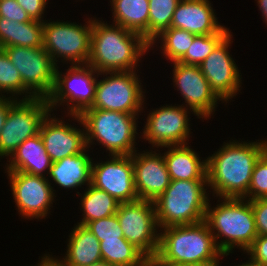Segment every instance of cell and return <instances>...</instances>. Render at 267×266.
I'll use <instances>...</instances> for the list:
<instances>
[{
  "mask_svg": "<svg viewBox=\"0 0 267 266\" xmlns=\"http://www.w3.org/2000/svg\"><path fill=\"white\" fill-rule=\"evenodd\" d=\"M82 26L70 22H44L43 49L57 65V58L74 64H87L90 56L93 20Z\"/></svg>",
  "mask_w": 267,
  "mask_h": 266,
  "instance_id": "9c48e42d",
  "label": "cell"
},
{
  "mask_svg": "<svg viewBox=\"0 0 267 266\" xmlns=\"http://www.w3.org/2000/svg\"><path fill=\"white\" fill-rule=\"evenodd\" d=\"M69 237L65 259L54 258L60 266H90L103 261L99 240L85 226L76 225Z\"/></svg>",
  "mask_w": 267,
  "mask_h": 266,
  "instance_id": "603a6c76",
  "label": "cell"
},
{
  "mask_svg": "<svg viewBox=\"0 0 267 266\" xmlns=\"http://www.w3.org/2000/svg\"><path fill=\"white\" fill-rule=\"evenodd\" d=\"M73 116V117H72ZM135 114L102 109H86L80 115H71L85 129L86 146L95 139L111 155H133L137 133Z\"/></svg>",
  "mask_w": 267,
  "mask_h": 266,
  "instance_id": "8992f818",
  "label": "cell"
},
{
  "mask_svg": "<svg viewBox=\"0 0 267 266\" xmlns=\"http://www.w3.org/2000/svg\"><path fill=\"white\" fill-rule=\"evenodd\" d=\"M210 4L209 0H181L174 11L171 27L195 35L218 33L223 26L218 23Z\"/></svg>",
  "mask_w": 267,
  "mask_h": 266,
  "instance_id": "ffe728a7",
  "label": "cell"
},
{
  "mask_svg": "<svg viewBox=\"0 0 267 266\" xmlns=\"http://www.w3.org/2000/svg\"><path fill=\"white\" fill-rule=\"evenodd\" d=\"M184 106H162L147 117L143 139L156 147L185 145L189 137V118Z\"/></svg>",
  "mask_w": 267,
  "mask_h": 266,
  "instance_id": "5bb4252c",
  "label": "cell"
},
{
  "mask_svg": "<svg viewBox=\"0 0 267 266\" xmlns=\"http://www.w3.org/2000/svg\"><path fill=\"white\" fill-rule=\"evenodd\" d=\"M206 186L207 180H171L162 195L153 201L160 229L205 220L209 201Z\"/></svg>",
  "mask_w": 267,
  "mask_h": 266,
  "instance_id": "5b68a950",
  "label": "cell"
},
{
  "mask_svg": "<svg viewBox=\"0 0 267 266\" xmlns=\"http://www.w3.org/2000/svg\"><path fill=\"white\" fill-rule=\"evenodd\" d=\"M7 164V172H24L30 175L45 176L42 174L47 169V174L53 161L45 150L40 134L26 139L12 154Z\"/></svg>",
  "mask_w": 267,
  "mask_h": 266,
  "instance_id": "44dd1931",
  "label": "cell"
},
{
  "mask_svg": "<svg viewBox=\"0 0 267 266\" xmlns=\"http://www.w3.org/2000/svg\"><path fill=\"white\" fill-rule=\"evenodd\" d=\"M162 230L156 257L165 265L219 263L224 256L205 220Z\"/></svg>",
  "mask_w": 267,
  "mask_h": 266,
  "instance_id": "3957f363",
  "label": "cell"
},
{
  "mask_svg": "<svg viewBox=\"0 0 267 266\" xmlns=\"http://www.w3.org/2000/svg\"><path fill=\"white\" fill-rule=\"evenodd\" d=\"M257 3L262 12V17H264V21L267 23V0H258Z\"/></svg>",
  "mask_w": 267,
  "mask_h": 266,
  "instance_id": "60d3db41",
  "label": "cell"
},
{
  "mask_svg": "<svg viewBox=\"0 0 267 266\" xmlns=\"http://www.w3.org/2000/svg\"><path fill=\"white\" fill-rule=\"evenodd\" d=\"M263 141L225 143L206 159L207 182L213 195L220 198H245Z\"/></svg>",
  "mask_w": 267,
  "mask_h": 266,
  "instance_id": "6da1fadb",
  "label": "cell"
},
{
  "mask_svg": "<svg viewBox=\"0 0 267 266\" xmlns=\"http://www.w3.org/2000/svg\"><path fill=\"white\" fill-rule=\"evenodd\" d=\"M223 200L213 209L210 208L209 200L205 221L224 256L229 255L236 246L245 252L258 237L251 203L249 200L245 201V198H224ZM223 236L225 240L218 242V238L222 239Z\"/></svg>",
  "mask_w": 267,
  "mask_h": 266,
  "instance_id": "277c9868",
  "label": "cell"
},
{
  "mask_svg": "<svg viewBox=\"0 0 267 266\" xmlns=\"http://www.w3.org/2000/svg\"><path fill=\"white\" fill-rule=\"evenodd\" d=\"M132 155L134 185L138 199L155 201L170 185L165 158L155 151Z\"/></svg>",
  "mask_w": 267,
  "mask_h": 266,
  "instance_id": "ac0fdd59",
  "label": "cell"
},
{
  "mask_svg": "<svg viewBox=\"0 0 267 266\" xmlns=\"http://www.w3.org/2000/svg\"><path fill=\"white\" fill-rule=\"evenodd\" d=\"M238 266H260L257 262H254L253 260H248L247 263H243L242 265Z\"/></svg>",
  "mask_w": 267,
  "mask_h": 266,
  "instance_id": "f6af8a7d",
  "label": "cell"
},
{
  "mask_svg": "<svg viewBox=\"0 0 267 266\" xmlns=\"http://www.w3.org/2000/svg\"><path fill=\"white\" fill-rule=\"evenodd\" d=\"M249 201L254 212L258 236H267V198Z\"/></svg>",
  "mask_w": 267,
  "mask_h": 266,
  "instance_id": "d590c367",
  "label": "cell"
},
{
  "mask_svg": "<svg viewBox=\"0 0 267 266\" xmlns=\"http://www.w3.org/2000/svg\"><path fill=\"white\" fill-rule=\"evenodd\" d=\"M195 36L186 30L170 27L155 37L150 43V48L160 38L163 44V48L161 47L163 54L173 63L178 62L191 46Z\"/></svg>",
  "mask_w": 267,
  "mask_h": 266,
  "instance_id": "f1b7e54d",
  "label": "cell"
},
{
  "mask_svg": "<svg viewBox=\"0 0 267 266\" xmlns=\"http://www.w3.org/2000/svg\"><path fill=\"white\" fill-rule=\"evenodd\" d=\"M166 266H219V263H194V264H177Z\"/></svg>",
  "mask_w": 267,
  "mask_h": 266,
  "instance_id": "b9f144b4",
  "label": "cell"
},
{
  "mask_svg": "<svg viewBox=\"0 0 267 266\" xmlns=\"http://www.w3.org/2000/svg\"><path fill=\"white\" fill-rule=\"evenodd\" d=\"M87 148L81 153L53 162L48 177L66 189L81 187L85 183L90 185L93 160L85 153Z\"/></svg>",
  "mask_w": 267,
  "mask_h": 266,
  "instance_id": "cb8c5ba5",
  "label": "cell"
},
{
  "mask_svg": "<svg viewBox=\"0 0 267 266\" xmlns=\"http://www.w3.org/2000/svg\"><path fill=\"white\" fill-rule=\"evenodd\" d=\"M50 112L47 98L17 100L0 133V156L11 157L26 139L39 134L41 123Z\"/></svg>",
  "mask_w": 267,
  "mask_h": 266,
  "instance_id": "ba28073f",
  "label": "cell"
},
{
  "mask_svg": "<svg viewBox=\"0 0 267 266\" xmlns=\"http://www.w3.org/2000/svg\"><path fill=\"white\" fill-rule=\"evenodd\" d=\"M90 266H116V265L109 264V263H107L105 261H100V262L92 264Z\"/></svg>",
  "mask_w": 267,
  "mask_h": 266,
  "instance_id": "bcb514c9",
  "label": "cell"
},
{
  "mask_svg": "<svg viewBox=\"0 0 267 266\" xmlns=\"http://www.w3.org/2000/svg\"><path fill=\"white\" fill-rule=\"evenodd\" d=\"M102 74L110 76L97 81L95 100L89 109L139 115L138 112L143 108L145 92L142 91L136 71L102 72Z\"/></svg>",
  "mask_w": 267,
  "mask_h": 266,
  "instance_id": "30bf717a",
  "label": "cell"
},
{
  "mask_svg": "<svg viewBox=\"0 0 267 266\" xmlns=\"http://www.w3.org/2000/svg\"><path fill=\"white\" fill-rule=\"evenodd\" d=\"M13 198L24 218H44L53 204L54 194L48 178L24 172H7Z\"/></svg>",
  "mask_w": 267,
  "mask_h": 266,
  "instance_id": "4fadbf2b",
  "label": "cell"
},
{
  "mask_svg": "<svg viewBox=\"0 0 267 266\" xmlns=\"http://www.w3.org/2000/svg\"><path fill=\"white\" fill-rule=\"evenodd\" d=\"M25 10L31 20L44 22L41 18L45 11L47 0H16Z\"/></svg>",
  "mask_w": 267,
  "mask_h": 266,
  "instance_id": "74e56055",
  "label": "cell"
},
{
  "mask_svg": "<svg viewBox=\"0 0 267 266\" xmlns=\"http://www.w3.org/2000/svg\"><path fill=\"white\" fill-rule=\"evenodd\" d=\"M173 65V82L187 103L185 106H189L199 118H209L220 99L211 90L199 65H187L180 62H174Z\"/></svg>",
  "mask_w": 267,
  "mask_h": 266,
  "instance_id": "e0dca14e",
  "label": "cell"
},
{
  "mask_svg": "<svg viewBox=\"0 0 267 266\" xmlns=\"http://www.w3.org/2000/svg\"><path fill=\"white\" fill-rule=\"evenodd\" d=\"M229 33L231 32L223 27L215 34L196 35L191 46L178 62L187 65H200Z\"/></svg>",
  "mask_w": 267,
  "mask_h": 266,
  "instance_id": "4dcf8cb0",
  "label": "cell"
},
{
  "mask_svg": "<svg viewBox=\"0 0 267 266\" xmlns=\"http://www.w3.org/2000/svg\"><path fill=\"white\" fill-rule=\"evenodd\" d=\"M149 48L150 43L140 34L94 19L87 64L98 73L136 71L139 59Z\"/></svg>",
  "mask_w": 267,
  "mask_h": 266,
  "instance_id": "7a4b0ae2",
  "label": "cell"
},
{
  "mask_svg": "<svg viewBox=\"0 0 267 266\" xmlns=\"http://www.w3.org/2000/svg\"><path fill=\"white\" fill-rule=\"evenodd\" d=\"M111 158L104 163L92 164L91 185L120 203L137 200L132 155H111Z\"/></svg>",
  "mask_w": 267,
  "mask_h": 266,
  "instance_id": "9a60e30c",
  "label": "cell"
},
{
  "mask_svg": "<svg viewBox=\"0 0 267 266\" xmlns=\"http://www.w3.org/2000/svg\"><path fill=\"white\" fill-rule=\"evenodd\" d=\"M45 256V257H44ZM41 260V262H39L37 264V266H50V255L47 256L46 254L44 255Z\"/></svg>",
  "mask_w": 267,
  "mask_h": 266,
  "instance_id": "ee69618b",
  "label": "cell"
},
{
  "mask_svg": "<svg viewBox=\"0 0 267 266\" xmlns=\"http://www.w3.org/2000/svg\"><path fill=\"white\" fill-rule=\"evenodd\" d=\"M116 216L124 238L146 256H156L160 233L154 203L143 199L120 203Z\"/></svg>",
  "mask_w": 267,
  "mask_h": 266,
  "instance_id": "8fae6325",
  "label": "cell"
},
{
  "mask_svg": "<svg viewBox=\"0 0 267 266\" xmlns=\"http://www.w3.org/2000/svg\"><path fill=\"white\" fill-rule=\"evenodd\" d=\"M181 0H149L148 42L171 27L174 11Z\"/></svg>",
  "mask_w": 267,
  "mask_h": 266,
  "instance_id": "f546056e",
  "label": "cell"
},
{
  "mask_svg": "<svg viewBox=\"0 0 267 266\" xmlns=\"http://www.w3.org/2000/svg\"><path fill=\"white\" fill-rule=\"evenodd\" d=\"M135 266H166L156 256H146L139 264Z\"/></svg>",
  "mask_w": 267,
  "mask_h": 266,
  "instance_id": "ab89813d",
  "label": "cell"
},
{
  "mask_svg": "<svg viewBox=\"0 0 267 266\" xmlns=\"http://www.w3.org/2000/svg\"><path fill=\"white\" fill-rule=\"evenodd\" d=\"M12 93V96L26 93L22 99H32L36 96L23 84L19 71L12 64L3 49H0V93ZM29 91V92H28ZM29 94V95H27ZM0 96H3L1 93Z\"/></svg>",
  "mask_w": 267,
  "mask_h": 266,
  "instance_id": "1f68e13d",
  "label": "cell"
},
{
  "mask_svg": "<svg viewBox=\"0 0 267 266\" xmlns=\"http://www.w3.org/2000/svg\"><path fill=\"white\" fill-rule=\"evenodd\" d=\"M39 134L53 162L81 153L87 147L84 129L64 124V121L51 117L50 113L42 121Z\"/></svg>",
  "mask_w": 267,
  "mask_h": 266,
  "instance_id": "d6986e66",
  "label": "cell"
},
{
  "mask_svg": "<svg viewBox=\"0 0 267 266\" xmlns=\"http://www.w3.org/2000/svg\"><path fill=\"white\" fill-rule=\"evenodd\" d=\"M85 227L95 235L99 242L103 240L124 238L116 214L88 222Z\"/></svg>",
  "mask_w": 267,
  "mask_h": 266,
  "instance_id": "d6a6232c",
  "label": "cell"
},
{
  "mask_svg": "<svg viewBox=\"0 0 267 266\" xmlns=\"http://www.w3.org/2000/svg\"><path fill=\"white\" fill-rule=\"evenodd\" d=\"M44 22L31 20L19 23L0 17V49L10 46L43 47Z\"/></svg>",
  "mask_w": 267,
  "mask_h": 266,
  "instance_id": "d4e9b609",
  "label": "cell"
},
{
  "mask_svg": "<svg viewBox=\"0 0 267 266\" xmlns=\"http://www.w3.org/2000/svg\"><path fill=\"white\" fill-rule=\"evenodd\" d=\"M165 147L169 148L163 157L171 180H207V161H201L189 146Z\"/></svg>",
  "mask_w": 267,
  "mask_h": 266,
  "instance_id": "7402d4cb",
  "label": "cell"
},
{
  "mask_svg": "<svg viewBox=\"0 0 267 266\" xmlns=\"http://www.w3.org/2000/svg\"><path fill=\"white\" fill-rule=\"evenodd\" d=\"M0 17L12 19L19 23L31 21L28 14L16 0H0Z\"/></svg>",
  "mask_w": 267,
  "mask_h": 266,
  "instance_id": "e575fe53",
  "label": "cell"
},
{
  "mask_svg": "<svg viewBox=\"0 0 267 266\" xmlns=\"http://www.w3.org/2000/svg\"><path fill=\"white\" fill-rule=\"evenodd\" d=\"M11 96L6 98L5 96H0V133L6 121V117L11 109V106L17 101V98Z\"/></svg>",
  "mask_w": 267,
  "mask_h": 266,
  "instance_id": "f35d334b",
  "label": "cell"
},
{
  "mask_svg": "<svg viewBox=\"0 0 267 266\" xmlns=\"http://www.w3.org/2000/svg\"><path fill=\"white\" fill-rule=\"evenodd\" d=\"M114 24L148 41L149 0H111Z\"/></svg>",
  "mask_w": 267,
  "mask_h": 266,
  "instance_id": "484cf974",
  "label": "cell"
},
{
  "mask_svg": "<svg viewBox=\"0 0 267 266\" xmlns=\"http://www.w3.org/2000/svg\"><path fill=\"white\" fill-rule=\"evenodd\" d=\"M2 49L19 71L23 84L36 97L47 98L52 93L57 65L43 47L10 46Z\"/></svg>",
  "mask_w": 267,
  "mask_h": 266,
  "instance_id": "7c38bea8",
  "label": "cell"
},
{
  "mask_svg": "<svg viewBox=\"0 0 267 266\" xmlns=\"http://www.w3.org/2000/svg\"><path fill=\"white\" fill-rule=\"evenodd\" d=\"M247 197L248 200L267 198V163L261 157L254 166Z\"/></svg>",
  "mask_w": 267,
  "mask_h": 266,
  "instance_id": "836d02e7",
  "label": "cell"
},
{
  "mask_svg": "<svg viewBox=\"0 0 267 266\" xmlns=\"http://www.w3.org/2000/svg\"><path fill=\"white\" fill-rule=\"evenodd\" d=\"M83 219L78 223L85 226L88 222L102 219L116 214L120 202L107 192L88 185L87 190L81 196Z\"/></svg>",
  "mask_w": 267,
  "mask_h": 266,
  "instance_id": "4316f807",
  "label": "cell"
},
{
  "mask_svg": "<svg viewBox=\"0 0 267 266\" xmlns=\"http://www.w3.org/2000/svg\"><path fill=\"white\" fill-rule=\"evenodd\" d=\"M246 252L251 260L260 266H267V236H258Z\"/></svg>",
  "mask_w": 267,
  "mask_h": 266,
  "instance_id": "8d00e7d4",
  "label": "cell"
},
{
  "mask_svg": "<svg viewBox=\"0 0 267 266\" xmlns=\"http://www.w3.org/2000/svg\"><path fill=\"white\" fill-rule=\"evenodd\" d=\"M230 34L199 65L202 74L209 82L211 90L222 101H229L241 87V75L235 61L228 52L232 38Z\"/></svg>",
  "mask_w": 267,
  "mask_h": 266,
  "instance_id": "2e32d148",
  "label": "cell"
},
{
  "mask_svg": "<svg viewBox=\"0 0 267 266\" xmlns=\"http://www.w3.org/2000/svg\"><path fill=\"white\" fill-rule=\"evenodd\" d=\"M50 266H60V265L55 262L53 257L50 256Z\"/></svg>",
  "mask_w": 267,
  "mask_h": 266,
  "instance_id": "7dc6e473",
  "label": "cell"
},
{
  "mask_svg": "<svg viewBox=\"0 0 267 266\" xmlns=\"http://www.w3.org/2000/svg\"><path fill=\"white\" fill-rule=\"evenodd\" d=\"M261 158L267 163V141L264 140L261 148Z\"/></svg>",
  "mask_w": 267,
  "mask_h": 266,
  "instance_id": "7bdbcfd3",
  "label": "cell"
},
{
  "mask_svg": "<svg viewBox=\"0 0 267 266\" xmlns=\"http://www.w3.org/2000/svg\"><path fill=\"white\" fill-rule=\"evenodd\" d=\"M103 261L116 266H135L146 255L125 238L103 240L100 242Z\"/></svg>",
  "mask_w": 267,
  "mask_h": 266,
  "instance_id": "83f0119b",
  "label": "cell"
},
{
  "mask_svg": "<svg viewBox=\"0 0 267 266\" xmlns=\"http://www.w3.org/2000/svg\"><path fill=\"white\" fill-rule=\"evenodd\" d=\"M58 68L57 66L54 88L47 97L50 110L53 112L52 109H56L54 106L59 105L57 103L61 105L67 102L69 104L68 115H80L83 111L92 107L98 80L95 78V73L102 74L97 73L88 64H82V66L81 64H71L64 76L61 72L59 73Z\"/></svg>",
  "mask_w": 267,
  "mask_h": 266,
  "instance_id": "52a82bcc",
  "label": "cell"
}]
</instances>
